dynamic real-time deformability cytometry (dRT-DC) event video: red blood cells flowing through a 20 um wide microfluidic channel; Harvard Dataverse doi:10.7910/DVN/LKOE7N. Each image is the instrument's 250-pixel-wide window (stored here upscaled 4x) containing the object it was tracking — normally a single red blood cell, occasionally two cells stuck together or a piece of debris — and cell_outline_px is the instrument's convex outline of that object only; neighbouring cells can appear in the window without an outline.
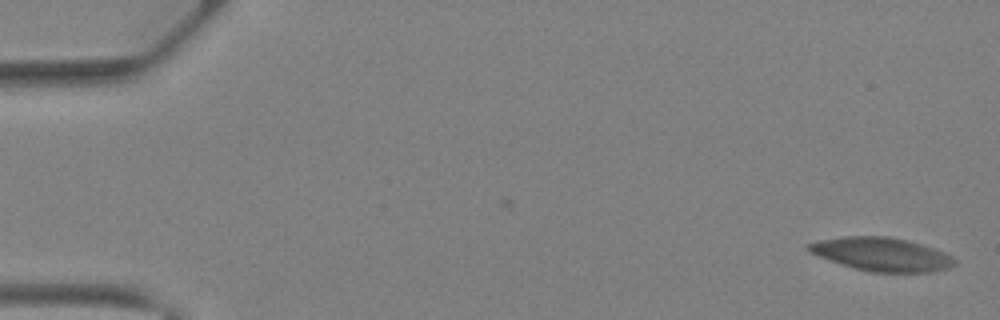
{"species": "Egyptian fruit bat (a non-hibernating species)", "species_latin": "Rousettus aegyptiacus", "temperature_condition": "warm", "stored_images_in_passage": 42, "camera_frame_rate_fps": 3000, "um_per_image_px": 0.085, "animal": {"sex": "female"}, "frame": {"image": 1, "passage_image": 1, "time_ms": 0.0, "image_size_px": [1000, 320], "cell_outline_px": [[956, 264], [948, 268], [932, 272], [872, 272], [852, 268], [828, 260], [808, 252], [804, 248], [804, 244], [820, 240], [844, 236], [888, 236], [908, 240], [944, 252], [952, 256], [956, 260]], "centroid_in_image_um": [74.89, 21.61], "position_along_channel_um": 10.1, "area_um2": 28.73}}
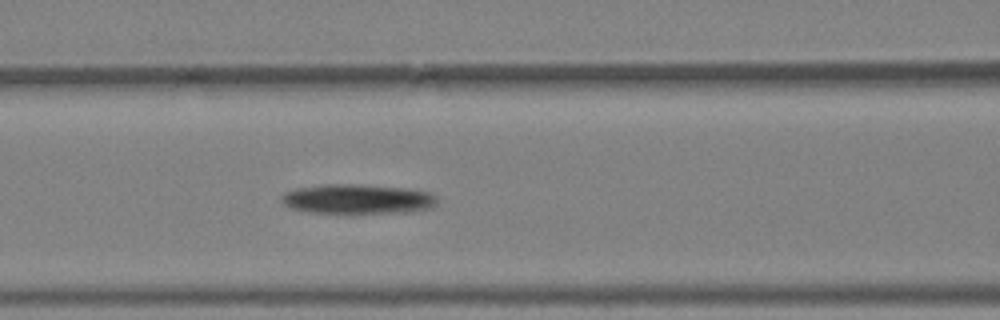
{"frame": {"image": 2, "passage_image": 20, "time_ms": 6.333, "image_size_px": [1000, 320], "cell_outline_px": [[436, 204], [428, 208], [404, 212], [344, 216], [308, 212], [292, 208], [284, 204], [280, 200], [280, 196], [284, 192], [300, 188], [324, 184], [356, 184], [404, 188], [428, 192], [436, 196]], "centroid_in_image_um": [30.32, 16.96], "position_along_channel_um": 136.3, "area_um2": 27.74}}
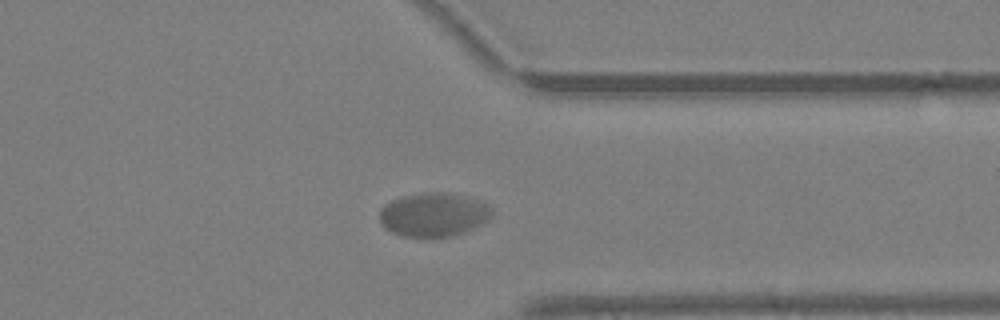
{"frame": {"image": 3, "passage_image": 36, "time_ms": 11.667, "image_size_px": [1000, 320], "cell_outline_px": [[492, 216], [488, 220], [472, 228], [452, 236], [432, 240], [428, 240], [404, 236], [392, 232], [384, 228], [380, 224], [380, 208], [384, 204], [392, 200], [404, 196], [420, 192], [452, 192], [468, 196], [480, 200], [488, 204], [492, 208]], "centroid_in_image_um": [36.85, 18.26], "position_along_channel_um": 374.6, "area_um2": 29.59}}